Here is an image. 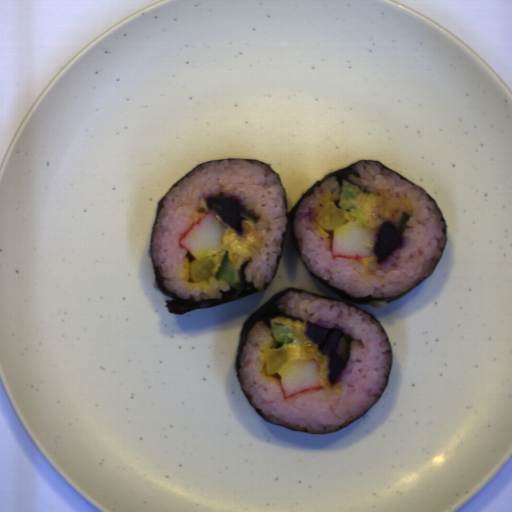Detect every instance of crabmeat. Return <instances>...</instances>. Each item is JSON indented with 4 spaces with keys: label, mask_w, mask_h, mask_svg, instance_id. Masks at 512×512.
<instances>
[{
    "label": "crabmeat",
    "mask_w": 512,
    "mask_h": 512,
    "mask_svg": "<svg viewBox=\"0 0 512 512\" xmlns=\"http://www.w3.org/2000/svg\"><path fill=\"white\" fill-rule=\"evenodd\" d=\"M277 374L280 376L284 400L314 389H323L315 358L293 360Z\"/></svg>",
    "instance_id": "obj_3"
},
{
    "label": "crabmeat",
    "mask_w": 512,
    "mask_h": 512,
    "mask_svg": "<svg viewBox=\"0 0 512 512\" xmlns=\"http://www.w3.org/2000/svg\"><path fill=\"white\" fill-rule=\"evenodd\" d=\"M227 228L229 226L222 217L210 210L178 239V244L196 260L210 250L222 248Z\"/></svg>",
    "instance_id": "obj_2"
},
{
    "label": "crabmeat",
    "mask_w": 512,
    "mask_h": 512,
    "mask_svg": "<svg viewBox=\"0 0 512 512\" xmlns=\"http://www.w3.org/2000/svg\"><path fill=\"white\" fill-rule=\"evenodd\" d=\"M359 219L345 220L331 231V257L359 259L372 257L379 239V231L373 227L360 226Z\"/></svg>",
    "instance_id": "obj_1"
}]
</instances>
